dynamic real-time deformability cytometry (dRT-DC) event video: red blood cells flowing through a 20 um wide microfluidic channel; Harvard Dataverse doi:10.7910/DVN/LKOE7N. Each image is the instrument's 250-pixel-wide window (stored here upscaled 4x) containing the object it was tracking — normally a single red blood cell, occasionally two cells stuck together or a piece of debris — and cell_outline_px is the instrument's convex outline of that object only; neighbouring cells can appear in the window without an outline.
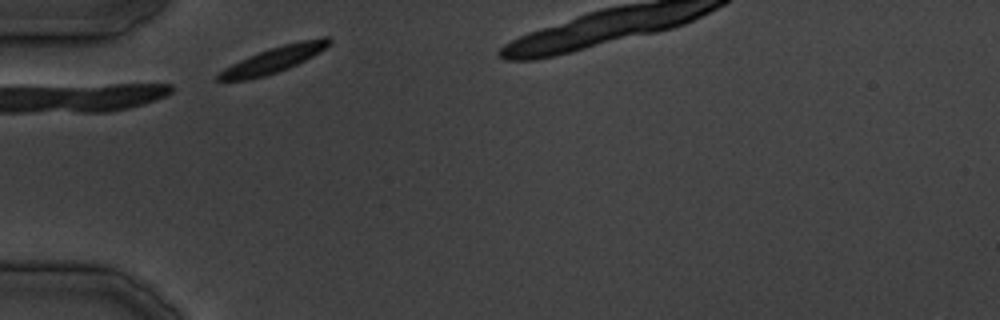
{"species": "common noctule bat (a hibernating species)", "species_latin": "Nyctalus noctula", "temperature_condition": "cold", "stored_images_in_passage": 3, "camera_frame_rate_fps": 3000, "um_per_image_px": 0.085, "animal": {"sex": "male", "body_mass_g": 19.5, "forearm_length_mm": 54.6}, "frame": {"image": 1, "passage_image": 1, "time_ms": 0.0, "image_size_px": [1000, 320], "cell_outline_px": [[332, 40], [324, 48], [312, 56], [288, 68], [264, 76], [248, 80], [216, 80], [216, 76], [224, 68], [240, 60], [268, 48], [300, 40], [320, 36], [328, 36]], "centroid_in_image_um": [23.26, 5.05], "position_along_channel_um": 61.7, "area_um2": 16.47}}